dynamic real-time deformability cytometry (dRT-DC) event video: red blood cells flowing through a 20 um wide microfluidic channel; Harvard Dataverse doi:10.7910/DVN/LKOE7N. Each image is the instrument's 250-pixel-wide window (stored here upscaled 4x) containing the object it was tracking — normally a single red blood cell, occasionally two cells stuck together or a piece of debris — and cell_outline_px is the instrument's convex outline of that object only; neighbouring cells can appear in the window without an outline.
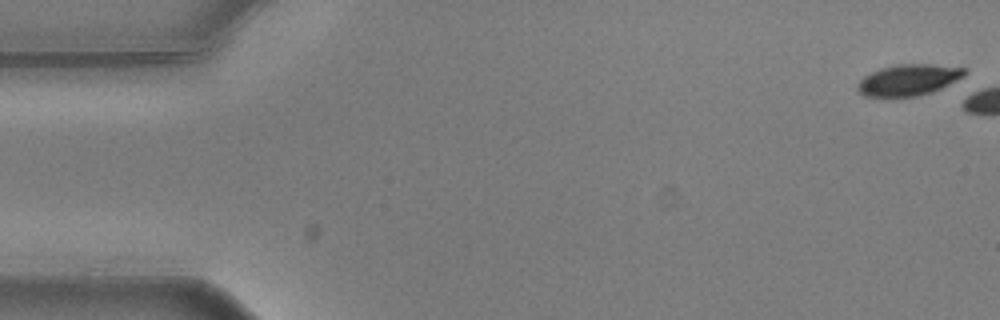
{"species": "common noctule bat (a hibernating species)", "species_latin": "Nyctalus noctula", "temperature_condition": "warm", "stored_images_in_passage": 6, "camera_frame_rate_fps": 3000, "um_per_image_px": 0.085, "animal": {"sex": "male", "body_mass_g": 20.5, "forearm_length_mm": 52.5}, "frame": {"image": 1, "passage_image": 1, "time_ms": 0.0, "image_size_px": [1000, 320], "cell_outline_px": [[964, 76], [932, 92], [916, 96], [864, 96], [856, 88], [856, 84], [864, 76], [880, 68], [896, 64], [932, 64], [964, 68]], "centroid_in_image_um": [77.18, 6.78], "position_along_channel_um": 7.8, "area_um2": 19.19}}